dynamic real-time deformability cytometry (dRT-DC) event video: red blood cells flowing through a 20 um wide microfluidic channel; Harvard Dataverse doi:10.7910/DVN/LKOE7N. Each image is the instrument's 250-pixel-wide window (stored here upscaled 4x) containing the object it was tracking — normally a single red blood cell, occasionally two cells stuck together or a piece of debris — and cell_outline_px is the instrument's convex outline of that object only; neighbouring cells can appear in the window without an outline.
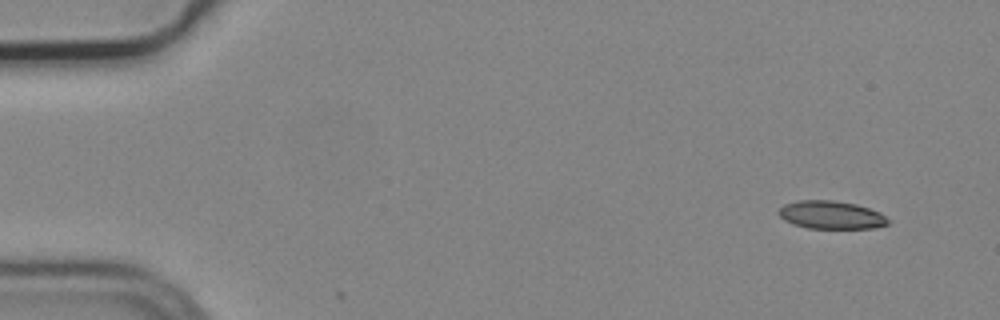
{"species": "common noctule bat (a hibernating species)", "species_latin": "Nyctalus noctula", "temperature_condition": "cold", "stored_images_in_passage": 5, "camera_frame_rate_fps": 3000, "um_per_image_px": 0.085, "animal": {"sex": "male", "body_mass_g": 19.2, "forearm_length_mm": 51.8}, "frame": {"image": 1, "passage_image": 1, "time_ms": 0.0, "image_size_px": [1000, 320], "cell_outline_px": [[892, 220], [888, 224], [872, 228], [808, 228], [792, 224], [784, 220], [776, 212], [784, 204], [796, 200], [832, 200], [856, 204], [880, 212]], "centroid_in_image_um": [70.64, 18.26], "position_along_channel_um": 14.4, "area_um2": 18.03}}
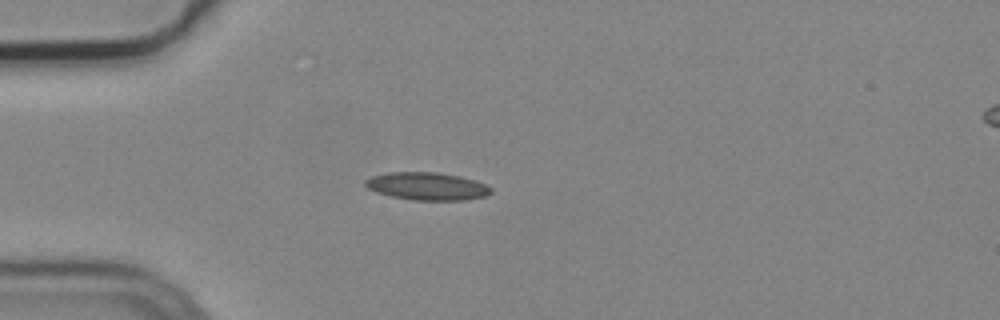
{"frame": {"image": 2, "passage_image": 4, "time_ms": 1.0, "image_size_px": [1000, 320], "cell_outline_px": [[492, 192], [484, 196], [460, 200], [416, 200], [392, 196], [376, 192], [368, 188], [364, 184], [364, 180], [372, 176], [388, 172], [440, 172], [460, 176], [476, 180], [492, 188]], "centroid_in_image_um": [36.29, 15.81], "position_along_channel_um": 48.7, "area_um2": 20.23}}